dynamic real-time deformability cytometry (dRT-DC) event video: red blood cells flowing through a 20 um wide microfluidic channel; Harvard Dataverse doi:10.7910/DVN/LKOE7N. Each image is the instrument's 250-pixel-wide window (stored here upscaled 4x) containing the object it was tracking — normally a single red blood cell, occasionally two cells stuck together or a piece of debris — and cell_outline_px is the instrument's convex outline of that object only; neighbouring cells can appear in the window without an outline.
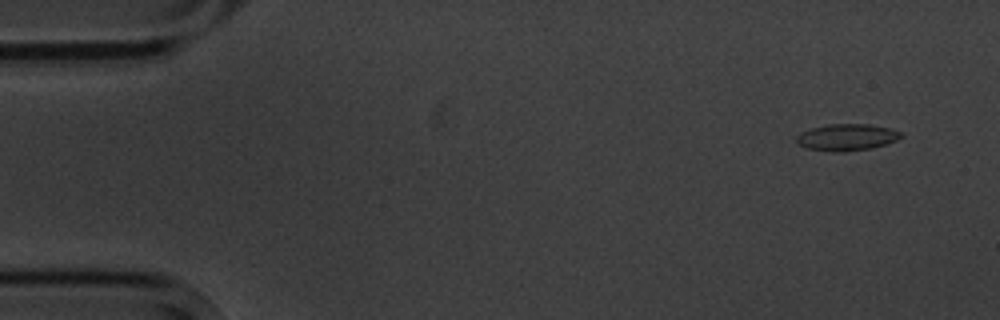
{"species": "common noctule bat (a hibernating species)", "species_latin": "Nyctalus noctula", "temperature_condition": "cold", "stored_images_in_passage": 5, "camera_frame_rate_fps": 3000, "um_per_image_px": 0.085, "animal": {"sex": "male", "body_mass_g": 20.1, "forearm_length_mm": 53.5}, "frame": {"image": 1, "passage_image": 1, "time_ms": 0.0, "image_size_px": [1000, 320], "cell_outline_px": [[904, 136], [896, 140], [872, 148], [844, 152], [836, 152], [808, 148], [796, 144], [796, 136], [800, 132], [812, 128], [828, 124], [868, 124], [892, 128], [904, 132]], "centroid_in_image_um": [72.0, 11.66], "position_along_channel_um": 13.0, "area_um2": 16.42}}
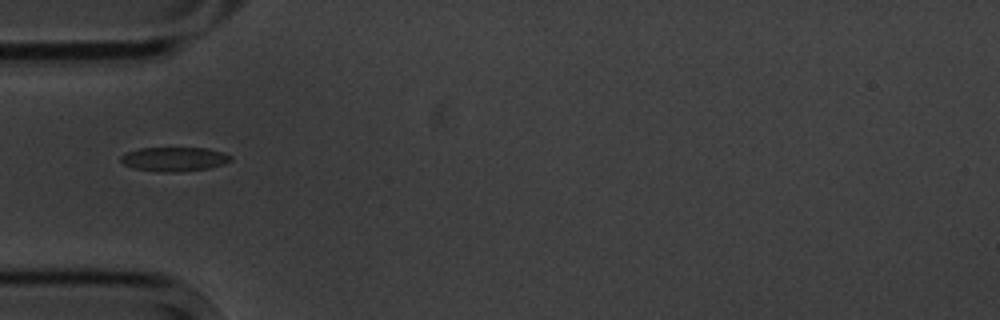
{"frame": {"image": 2, "passage_image": 5, "time_ms": 4.667, "image_size_px": [1000, 320], "cell_outline_px": [[232, 160], [224, 164], [208, 168], [176, 172], [156, 172], [132, 168], [124, 164], [120, 160], [120, 156], [124, 152], [140, 148], [208, 148], [224, 152], [232, 156]], "centroid_in_image_um": [14.79, 13.52], "position_along_channel_um": 70.2, "area_um2": 15.72}}